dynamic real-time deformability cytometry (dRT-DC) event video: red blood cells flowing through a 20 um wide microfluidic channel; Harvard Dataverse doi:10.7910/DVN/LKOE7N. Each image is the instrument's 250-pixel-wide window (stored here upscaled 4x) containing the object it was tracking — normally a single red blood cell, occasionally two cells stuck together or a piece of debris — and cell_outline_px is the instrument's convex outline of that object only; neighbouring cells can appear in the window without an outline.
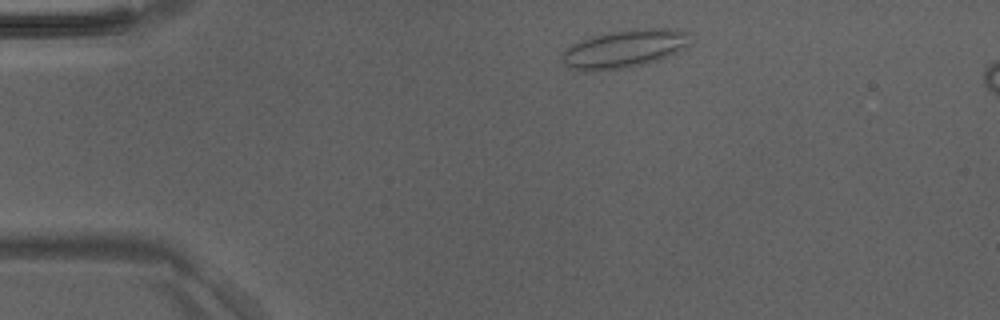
{"species": "Egyptian fruit bat (a non-hibernating species)", "species_latin": "Rousettus aegyptiacus", "temperature_condition": "room temperature", "stored_images_in_passage": 13, "camera_frame_rate_fps": 3000, "um_per_image_px": 0.085, "animal": {"sex": "male"}, "frame": {"image": 1, "passage_image": 1, "time_ms": 0.0, "image_size_px": [1000, 320], "cell_outline_px": [[692, 44], [688, 48], [660, 60], [644, 64], [624, 68], [596, 72], [580, 72], [568, 68], [560, 60], [560, 56], [572, 44], [580, 40], [592, 36], [612, 32], [640, 28], [668, 28], [692, 32]], "centroid_in_image_um": [53.12, 4.16], "position_along_channel_um": 31.9, "area_um2": 29.3}}